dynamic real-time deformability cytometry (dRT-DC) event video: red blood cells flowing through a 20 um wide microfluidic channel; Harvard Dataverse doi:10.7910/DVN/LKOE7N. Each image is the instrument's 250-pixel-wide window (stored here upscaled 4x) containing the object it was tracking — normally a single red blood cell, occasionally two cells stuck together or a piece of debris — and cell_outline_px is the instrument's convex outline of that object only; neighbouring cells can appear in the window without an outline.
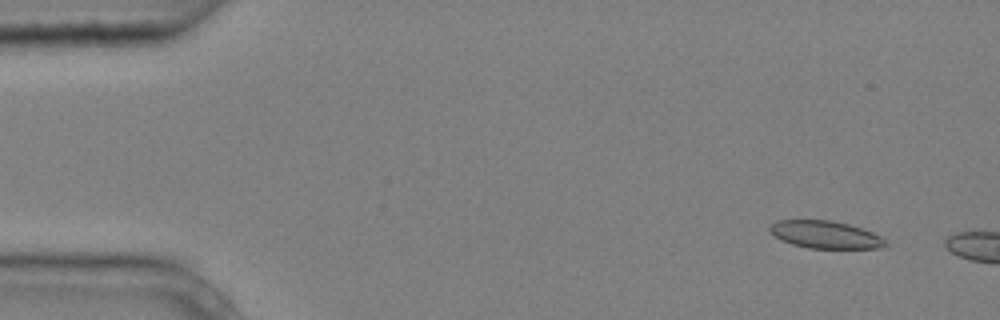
{"species": "common noctule bat (a hibernating species)", "species_latin": "Nyctalus noctula", "temperature_condition": "cold", "stored_images_in_passage": 3, "camera_frame_rate_fps": 3000, "um_per_image_px": 0.085, "animal": {"sex": "male", "body_mass_g": 20.4}, "frame": {"image": 1, "passage_image": 1, "time_ms": 0.0, "image_size_px": [1000, 320], "cell_outline_px": [[888, 248], [808, 248], [792, 244], [780, 240], [768, 228], [776, 220], [832, 220], [848, 224], [872, 232], [880, 236], [888, 244]], "centroid_in_image_um": [70.17, 19.95], "position_along_channel_um": 14.8, "area_um2": 18.5}}